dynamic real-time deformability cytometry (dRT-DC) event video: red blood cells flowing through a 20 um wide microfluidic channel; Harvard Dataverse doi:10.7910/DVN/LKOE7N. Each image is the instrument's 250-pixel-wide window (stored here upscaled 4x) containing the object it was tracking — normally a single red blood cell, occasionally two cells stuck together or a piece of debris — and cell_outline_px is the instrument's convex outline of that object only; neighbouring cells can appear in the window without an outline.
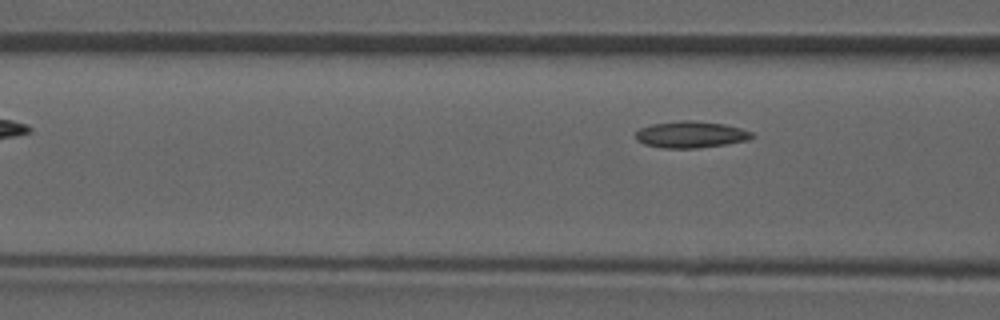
{"species": "common noctule bat (a hibernating species)", "species_latin": "Nyctalus noctula", "temperature_condition": "room temperature", "stored_images_in_passage": 4, "camera_frame_rate_fps": 3000, "um_per_image_px": 0.085, "animal": {"sex": "male", "forearm_length_mm": 52.5}, "frame": {"image": 1, "passage_image": 4, "time_ms": 3.667, "image_size_px": [1000, 320], "cell_outline_px": [[756, 136], [748, 140], [724, 144], [696, 148], [664, 148], [644, 144], [636, 140], [636, 132], [640, 128], [652, 124], [680, 120], [692, 120], [724, 124], [740, 128], [752, 132]], "centroid_in_image_um": [58.72, 11.43], "position_along_channel_um": 107.9, "area_um2": 17.98}}